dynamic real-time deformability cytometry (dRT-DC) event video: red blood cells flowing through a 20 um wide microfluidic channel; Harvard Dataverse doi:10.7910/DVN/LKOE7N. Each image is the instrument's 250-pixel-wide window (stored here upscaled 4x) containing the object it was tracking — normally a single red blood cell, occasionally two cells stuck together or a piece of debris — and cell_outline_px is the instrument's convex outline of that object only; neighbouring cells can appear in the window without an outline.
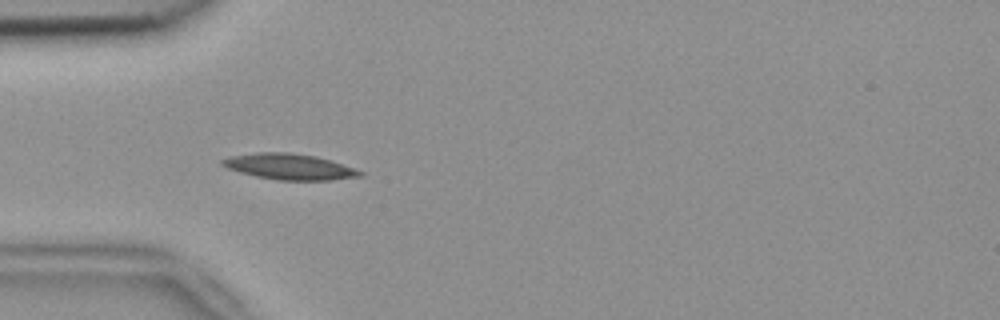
{"species": "common noctule bat (a hibernating species)", "species_latin": "Nyctalus noctula", "temperature_condition": "room temperature", "stored_images_in_passage": 43, "camera_frame_rate_fps": 3000, "um_per_image_px": 0.085, "animal": {"sex": "female", "body_mass_g": 18.4}, "frame": {"image": 1, "passage_image": 6, "time_ms": 1.667, "image_size_px": [1000, 320], "cell_outline_px": [[364, 176], [332, 180], [276, 180], [256, 176], [240, 172], [228, 168], [220, 164], [220, 160], [228, 156], [256, 152], [288, 152], [316, 156], [364, 172]], "centroid_in_image_um": [24.55, 14.16], "position_along_channel_um": 60.4, "area_um2": 20.69}}
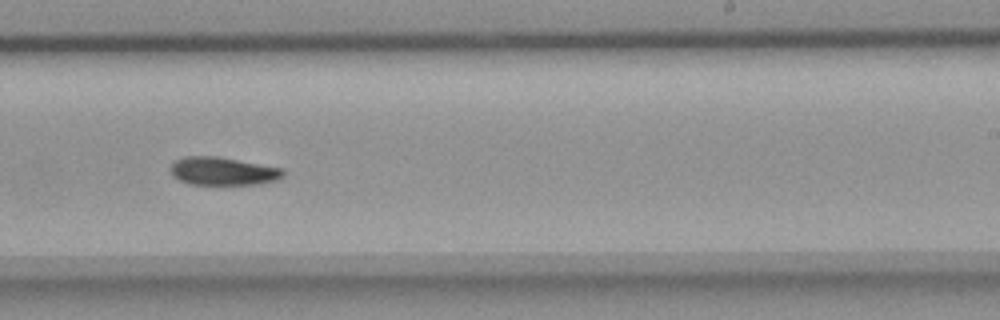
{"frame": {"image": 2, "passage_image": 23, "time_ms": 7.333, "image_size_px": [1000, 320], "cell_outline_px": [[284, 176], [276, 180], [260, 184], [188, 184], [172, 176], [172, 164], [176, 160], [184, 156], [216, 156], [280, 168], [284, 172]], "centroid_in_image_um": [18.93, 14.55], "position_along_channel_um": 270.1, "area_um2": 18.15}}
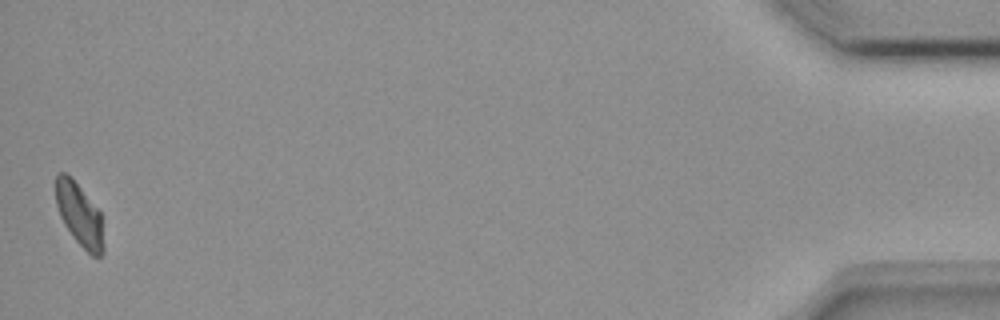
{"frame": {"image": 3, "passage_image": 43, "time_ms": 14.0, "image_size_px": [1000, 320], "cell_outline_px": [[104, 252], [100, 256], [92, 256], [72, 236], [64, 224], [60, 216], [56, 204], [56, 176], [60, 172], [64, 172], [72, 176], [100, 212], [104, 244]], "centroid_in_image_um": [6.75, 18.23], "position_along_channel_um": 428.4, "area_um2": 17.51}, "authors_computed_cell_mechanics": {"area_um2": 18.8428, "velocity_mm_per_s": 3.7642, "shape_relaxation_time_tau1_ms": 5.9488, "shape_relaxation_time_tau2_ms": 11.0491, "deformation_change_tau1": 0.1309, "deformation_change_tau2": 0.1417}}